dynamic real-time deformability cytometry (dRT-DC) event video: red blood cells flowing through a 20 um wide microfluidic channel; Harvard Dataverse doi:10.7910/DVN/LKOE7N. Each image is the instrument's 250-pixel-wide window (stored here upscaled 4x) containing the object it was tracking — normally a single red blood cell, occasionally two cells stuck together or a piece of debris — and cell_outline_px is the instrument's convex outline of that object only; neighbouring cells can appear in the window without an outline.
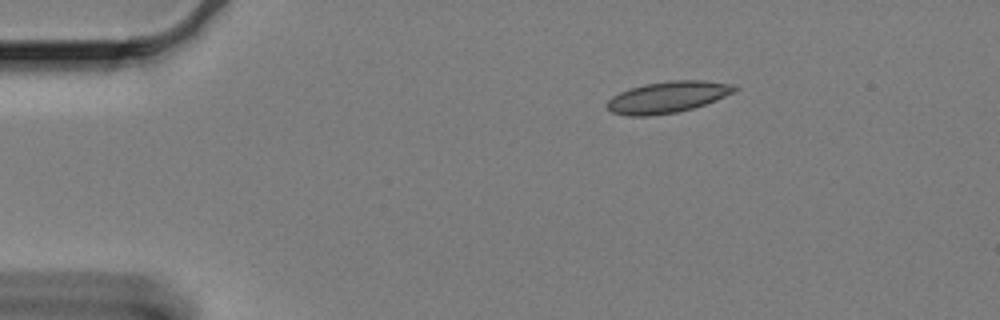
{"species": "Egyptian fruit bat (a non-hibernating species)", "species_latin": "Rousettus aegyptiacus", "temperature_condition": "cold", "stored_images_in_passage": 38, "camera_frame_rate_fps": 3000, "um_per_image_px": 0.085, "animal": {"sex": "female"}, "frame": {"image": 1, "passage_image": 1, "time_ms": 0.0, "image_size_px": [1000, 320], "cell_outline_px": [[740, 88], [736, 92], [716, 100], [692, 108], [676, 112], [648, 116], [628, 116], [612, 112], [604, 104], [612, 96], [628, 88], [644, 84], [668, 80], [704, 80], [732, 84]], "centroid_in_image_um": [56.74, 8.24], "position_along_channel_um": 28.3, "area_um2": 23.52}}
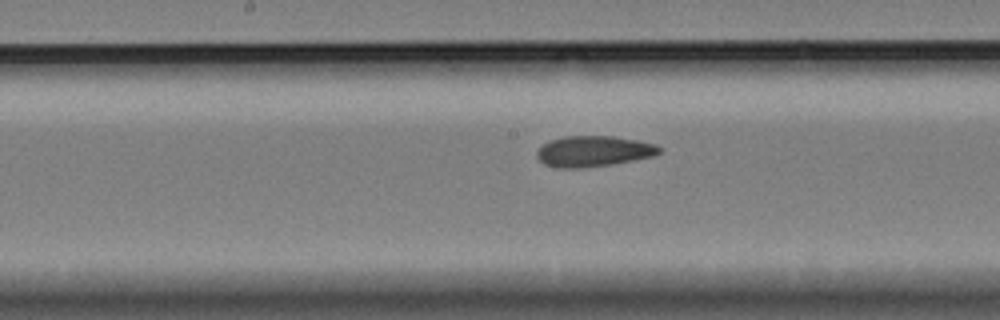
{"frame": {"image": 2, "passage_image": 22, "time_ms": 7.0, "image_size_px": [1000, 320], "cell_outline_px": [[660, 152], [656, 156], [612, 164], [580, 168], [556, 168], [544, 164], [536, 156], [536, 152], [548, 140], [564, 136], [612, 136], [636, 140], [656, 144], [660, 148]], "centroid_in_image_um": [50.44, 12.86], "position_along_channel_um": 197.8, "area_um2": 22.02}}
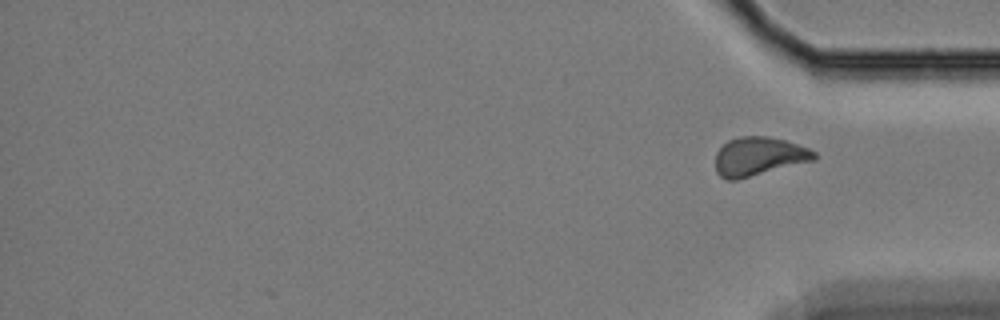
{"frame": {"image": 3, "passage_image": 38, "time_ms": 12.333, "image_size_px": [1000, 320], "cell_outline_px": [[816, 160], [736, 180], [724, 180], [716, 172], [716, 152], [728, 140], [740, 136], [768, 136], [784, 140], [808, 148], [816, 152]], "centroid_in_image_um": [64.49, 13.3], "position_along_channel_um": 370.7, "area_um2": 22.31}, "authors_computed_cell_mechanics": {"area_um2": 21.9929, "velocity_mm_per_s": 3.2591, "shape_relaxation_time_tau1_ms": null, "shape_relaxation_time_tau2_ms": 3.0362, "deformation_change_tau1": null, "deformation_change_tau2": 0.076}}